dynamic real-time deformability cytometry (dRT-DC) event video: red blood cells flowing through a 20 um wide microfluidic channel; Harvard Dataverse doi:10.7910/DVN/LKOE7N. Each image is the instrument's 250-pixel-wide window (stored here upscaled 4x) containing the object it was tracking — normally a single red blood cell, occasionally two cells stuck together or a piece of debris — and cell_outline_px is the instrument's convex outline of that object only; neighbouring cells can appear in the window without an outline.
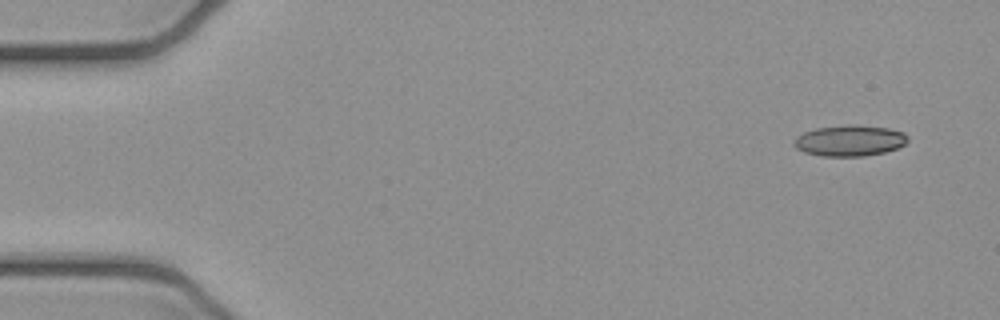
{"species": "common noctule bat (a hibernating species)", "species_latin": "Nyctalus noctula", "temperature_condition": "cold", "stored_images_in_passage": 5, "camera_frame_rate_fps": 3000, "um_per_image_px": 0.085, "animal": {"sex": "female", "body_mass_g": 21.9}, "frame": {"image": 1, "passage_image": 1, "time_ms": 0.0, "image_size_px": [1000, 320], "cell_outline_px": [[908, 140], [904, 144], [896, 148], [884, 152], [864, 156], [820, 156], [804, 152], [796, 148], [792, 144], [792, 140], [796, 136], [804, 132], [816, 128], [848, 124], [856, 124], [888, 128], [904, 132], [908, 136]], "centroid_in_image_um": [72.19, 11.94], "position_along_channel_um": 12.8, "area_um2": 20.75}}
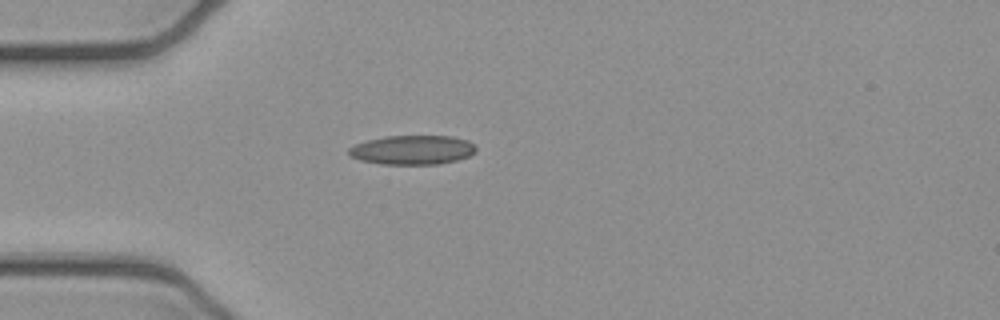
{"frame": {"image": 2, "passage_image": 4, "time_ms": 1.0, "image_size_px": [1000, 320], "cell_outline_px": [[476, 152], [468, 156], [456, 160], [440, 164], [380, 164], [360, 160], [348, 156], [348, 148], [356, 144], [368, 140], [388, 136], [452, 136], [468, 140], [476, 144]], "centroid_in_image_um": [35.07, 12.74], "position_along_channel_um": 49.9, "area_um2": 21.79}}